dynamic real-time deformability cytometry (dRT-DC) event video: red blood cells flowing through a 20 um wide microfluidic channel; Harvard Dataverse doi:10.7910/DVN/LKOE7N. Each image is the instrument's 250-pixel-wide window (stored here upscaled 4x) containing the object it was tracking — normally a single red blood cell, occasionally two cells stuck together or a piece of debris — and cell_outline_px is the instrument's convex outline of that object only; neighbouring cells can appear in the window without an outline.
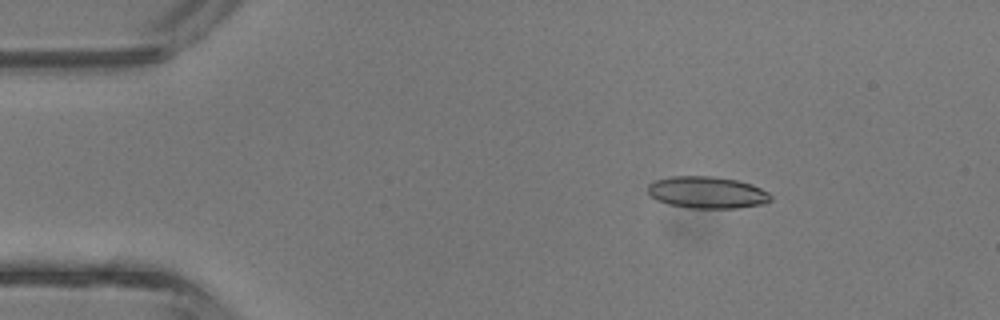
{"species": "common noctule bat (a hibernating species)", "species_latin": "Nyctalus noctula", "temperature_condition": "room temperature", "stored_images_in_passage": 37, "camera_frame_rate_fps": 3000, "um_per_image_px": 0.085, "animal": {"sex": "male", "body_mass_g": 13.3}, "frame": {"image": 1, "passage_image": 1, "time_ms": 0.0, "image_size_px": [1000, 320], "cell_outline_px": [[772, 200], [764, 204], [736, 208], [688, 208], [668, 204], [656, 200], [648, 192], [648, 184], [656, 180], [672, 176], [712, 176], [736, 180], [752, 184], [768, 192], [772, 196]], "centroid_in_image_um": [60.12, 16.36], "position_along_channel_um": 24.9, "area_um2": 22.89}}
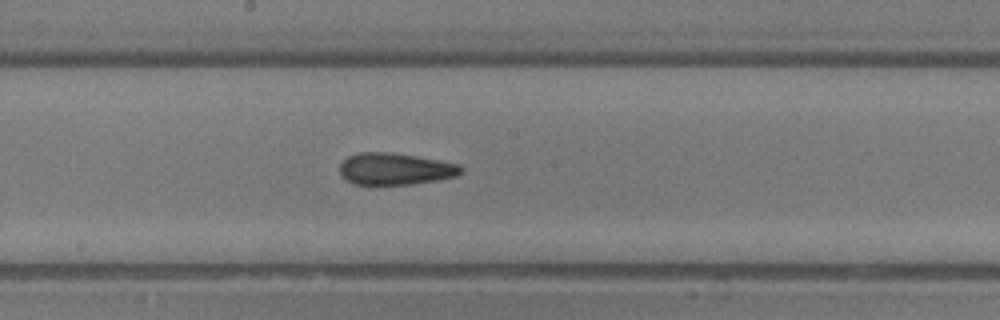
{"frame": {"image": 2, "passage_image": 17, "time_ms": 5.333, "image_size_px": [1000, 320], "cell_outline_px": [[464, 172], [456, 176], [436, 180], [412, 184], [376, 188], [372, 188], [352, 184], [340, 176], [340, 164], [348, 156], [360, 152], [388, 152], [416, 156], [460, 164], [464, 168]], "centroid_in_image_um": [33.54, 14.41], "position_along_channel_um": 214.7, "area_um2": 23.47}}
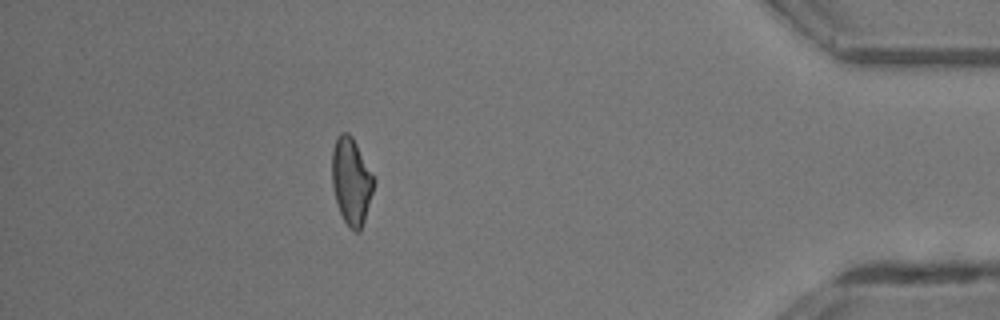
{"frame": {"image": 3, "passage_image": 32, "time_ms": 10.333, "image_size_px": [1000, 320], "cell_outline_px": [[376, 180], [364, 220], [360, 232], [356, 232], [348, 228], [340, 212], [336, 200], [332, 184], [332, 148], [336, 136], [340, 132], [348, 132], [352, 136]], "centroid_in_image_um": [29.85, 15.38], "position_along_channel_um": 405.3, "area_um2": 21.21}, "authors_computed_cell_mechanics": {"area_um2": 22.0218, "velocity_mm_per_s": 4.8545, "shape_relaxation_time_tau1_ms": 7.241, "shape_relaxation_time_tau2_ms": 2.5923, "deformation_change_tau1": 0.2006, "deformation_change_tau2": 0.0991}}